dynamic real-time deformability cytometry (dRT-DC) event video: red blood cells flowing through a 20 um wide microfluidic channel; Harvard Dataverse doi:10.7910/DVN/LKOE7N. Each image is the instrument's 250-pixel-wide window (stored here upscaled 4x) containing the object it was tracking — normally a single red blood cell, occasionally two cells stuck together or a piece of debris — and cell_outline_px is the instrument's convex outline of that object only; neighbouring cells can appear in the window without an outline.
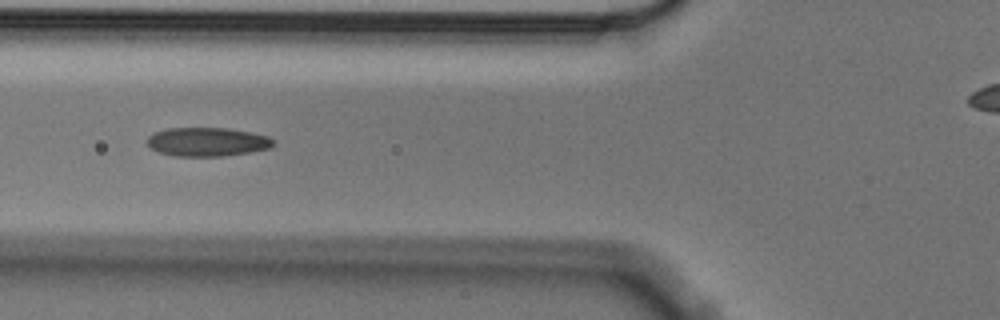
{"species": "Egyptian fruit bat (a non-hibernating species)", "species_latin": "Rousettus aegyptiacus", "temperature_condition": "cold", "stored_images_in_passage": 7, "camera_frame_rate_fps": 3000, "um_per_image_px": 0.085, "animal": {"sex": "male"}, "frame": {"image": 1, "passage_image": 3, "time_ms": 0.667, "image_size_px": [1000, 320], "cell_outline_px": [[276, 144], [272, 148], [248, 152], [220, 156], [176, 156], [160, 152], [148, 148], [144, 140], [152, 132], [168, 128], [228, 128], [268, 136]], "centroid_in_image_um": [17.55, 12.05], "position_along_channel_um": 108.2, "area_um2": 21.33}}
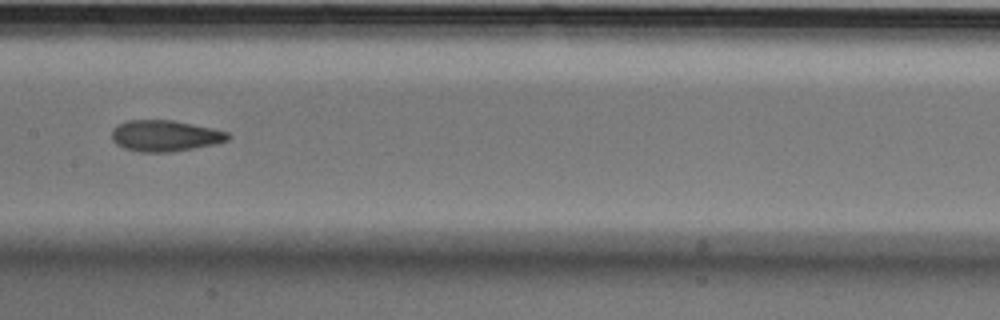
{"frame": {"image": 2, "passage_image": 5, "time_ms": 1.333, "image_size_px": [1000, 320], "cell_outline_px": [[232, 136], [228, 140], [216, 144], [172, 152], [140, 152], [124, 148], [116, 144], [112, 140], [112, 128], [128, 120], [172, 120], [212, 128], [228, 132]], "centroid_in_image_um": [14.04, 11.55], "position_along_channel_um": 193.4, "area_um2": 21.15}}
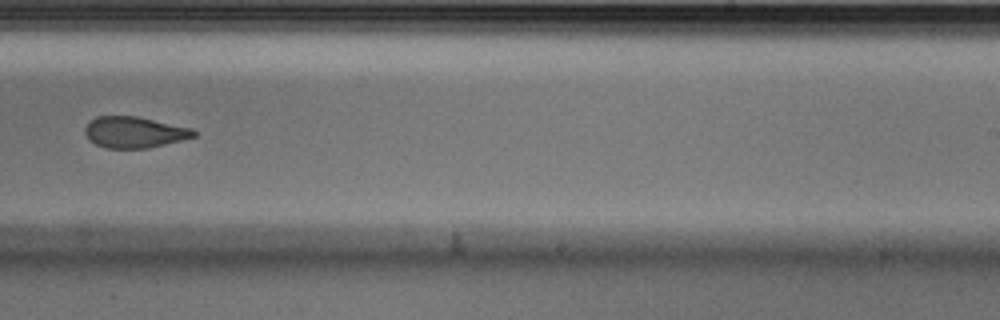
{"frame": {"image": 3, "passage_image": 7, "time_ms": 2.0, "image_size_px": [1000, 320], "cell_outline_px": [[196, 136], [148, 148], [104, 148], [88, 140], [84, 132], [84, 128], [96, 116], [136, 116], [192, 128], [196, 132]], "centroid_in_image_um": [11.39, 11.24], "position_along_channel_um": 277.6, "area_um2": 19.65}}